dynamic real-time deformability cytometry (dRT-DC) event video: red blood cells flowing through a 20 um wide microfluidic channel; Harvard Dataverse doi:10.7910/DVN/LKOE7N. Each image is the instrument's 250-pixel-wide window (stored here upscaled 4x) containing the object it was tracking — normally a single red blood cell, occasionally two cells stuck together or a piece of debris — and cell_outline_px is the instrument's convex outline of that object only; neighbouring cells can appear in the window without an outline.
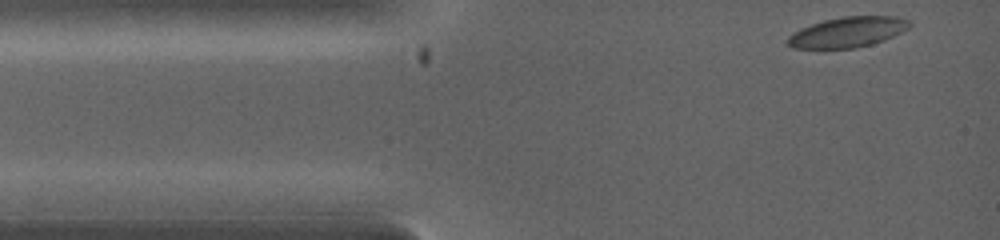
{"species": "common noctule bat (a hibernating species)", "species_latin": "Nyctalus noctula", "temperature_condition": "warm", "stored_images_in_passage": 15, "camera_frame_rate_fps": 5000, "um_per_image_px": 0.085, "animal": {"sex": "female", "body_mass_g": 19.0, "forearm_length_mm": 53.3}, "frame": {"image": 1, "passage_image": 1, "time_ms": 0.0, "image_size_px": [1000, 240], "cell_outline_px": [[912, 24], [908, 28], [884, 40], [872, 44], [856, 48], [792, 48], [784, 40], [788, 36], [800, 28], [824, 20], [844, 16], [896, 16], [908, 20]], "centroid_in_image_um": [72.02, 2.73], "position_along_channel_um": 13.0, "area_um2": 21.5}}
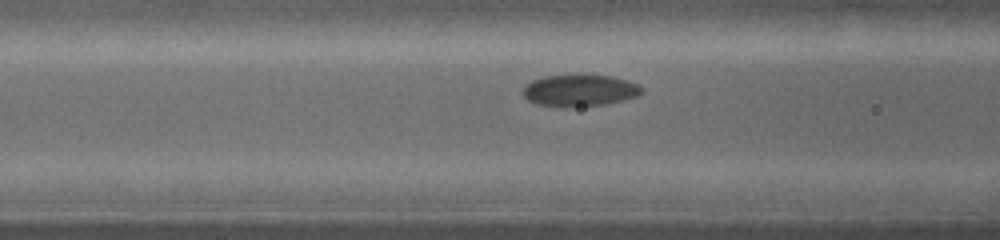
{"frame": {"image": 2, "passage_image": 9, "time_ms": 3.0, "image_size_px": [1000, 240], "cell_outline_px": [[644, 92], [636, 96], [604, 104], [536, 104], [528, 100], [520, 92], [532, 80], [544, 76], [612, 76], [636, 84], [644, 88]], "centroid_in_image_um": [49.27, 7.65], "position_along_channel_um": 117.3, "area_um2": 20.69}}
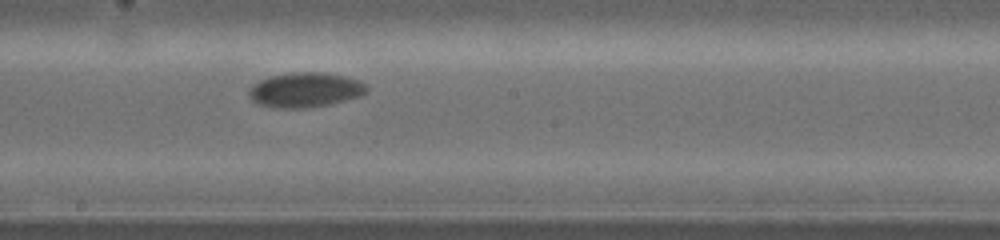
{"frame": {"image": 3, "passage_image": 15, "time_ms": 5.0, "image_size_px": [1000, 240], "cell_outline_px": [[368, 92], [360, 96], [328, 104], [300, 108], [276, 108], [260, 104], [252, 100], [248, 96], [248, 88], [252, 84], [268, 76], [296, 72], [320, 72], [344, 76], [360, 80], [368, 88]], "centroid_in_image_um": [25.91, 7.63], "position_along_channel_um": 222.3, "area_um2": 23.81}}